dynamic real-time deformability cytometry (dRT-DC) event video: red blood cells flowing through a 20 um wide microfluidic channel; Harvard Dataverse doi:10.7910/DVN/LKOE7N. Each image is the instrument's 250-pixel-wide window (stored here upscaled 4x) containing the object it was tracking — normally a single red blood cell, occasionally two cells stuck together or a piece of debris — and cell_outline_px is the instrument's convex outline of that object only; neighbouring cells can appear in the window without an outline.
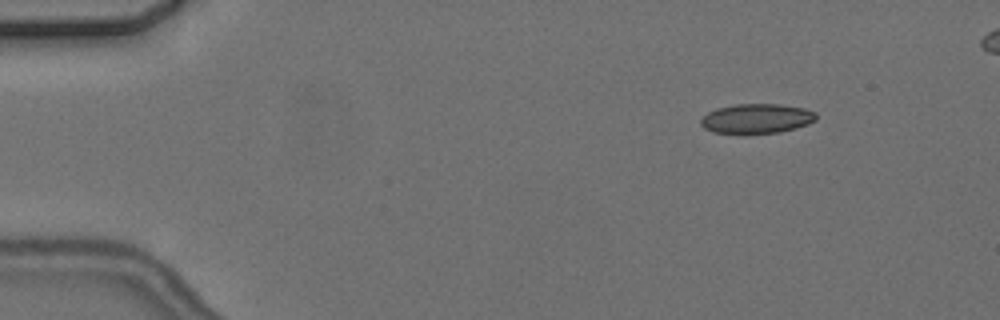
{"species": "common noctule bat (a hibernating species)", "species_latin": "Nyctalus noctula", "temperature_condition": "cold", "stored_images_in_passage": 4, "camera_frame_rate_fps": 3000, "um_per_image_px": 0.085, "animal": {"sex": "female", "body_mass_g": 24.6, "forearm_length_mm": 56.2}, "frame": {"image": 1, "passage_image": 1, "time_ms": 0.0, "image_size_px": [1000, 320], "cell_outline_px": [[816, 120], [808, 124], [796, 128], [780, 132], [744, 136], [712, 132], [704, 128], [700, 124], [700, 120], [708, 112], [716, 108], [736, 104], [780, 104], [804, 108], [816, 112]], "centroid_in_image_um": [64.28, 10.12], "position_along_channel_um": 20.7, "area_um2": 20.63}}